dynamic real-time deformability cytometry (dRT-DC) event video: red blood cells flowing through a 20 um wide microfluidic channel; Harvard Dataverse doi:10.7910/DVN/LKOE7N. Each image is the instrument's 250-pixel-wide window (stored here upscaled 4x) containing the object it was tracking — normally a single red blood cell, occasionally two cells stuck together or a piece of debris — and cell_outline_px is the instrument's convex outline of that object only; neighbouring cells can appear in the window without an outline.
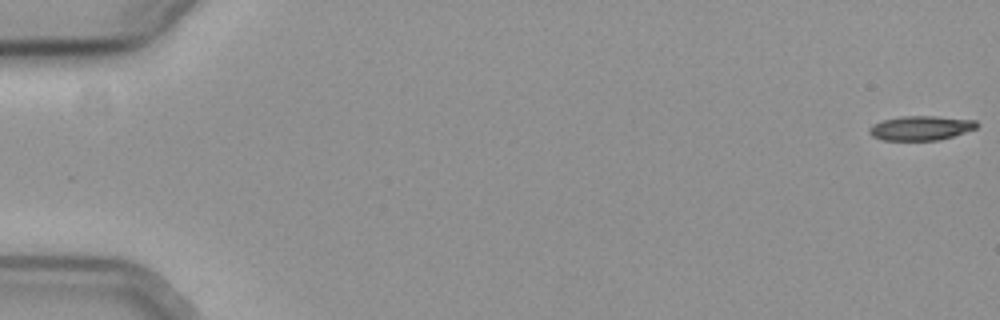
{"species": "common noctule bat (a hibernating species)", "species_latin": "Nyctalus noctula", "temperature_condition": "cold", "stored_images_in_passage": 58, "camera_frame_rate_fps": 3000, "um_per_image_px": 0.085, "animal": {"sex": "female", "body_mass_g": 19.3, "forearm_length_mm": 54.1}, "frame": {"image": 1, "passage_image": 1, "time_ms": 0.0, "image_size_px": [1000, 320], "cell_outline_px": [[980, 124], [976, 128], [940, 140], [880, 140], [872, 136], [868, 132], [868, 128], [884, 120], [900, 116], [932, 116], [976, 120]], "centroid_in_image_um": [78.27, 10.88], "position_along_channel_um": 6.7, "area_um2": 15.2}}
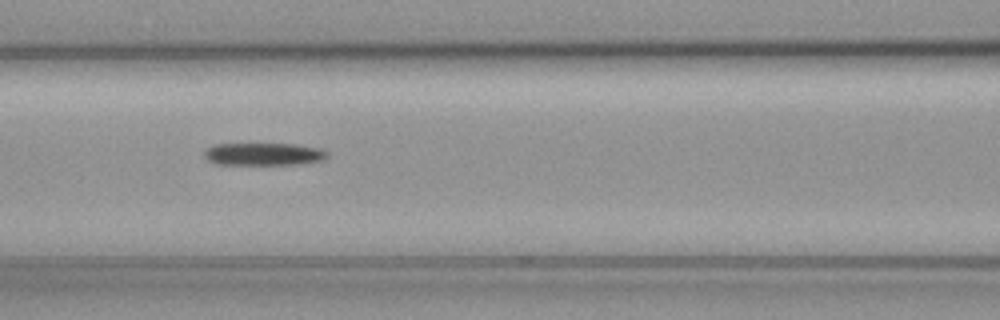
{"frame": {"image": 2, "passage_image": 26, "time_ms": 8.333, "image_size_px": [1000, 320], "cell_outline_px": [[328, 156], [320, 160], [296, 164], [216, 164], [208, 160], [204, 156], [204, 152], [208, 148], [216, 144], [296, 144], [320, 148], [328, 152]], "centroid_in_image_um": [22.4, 13.09], "position_along_channel_um": 144.2, "area_um2": 15.95}}
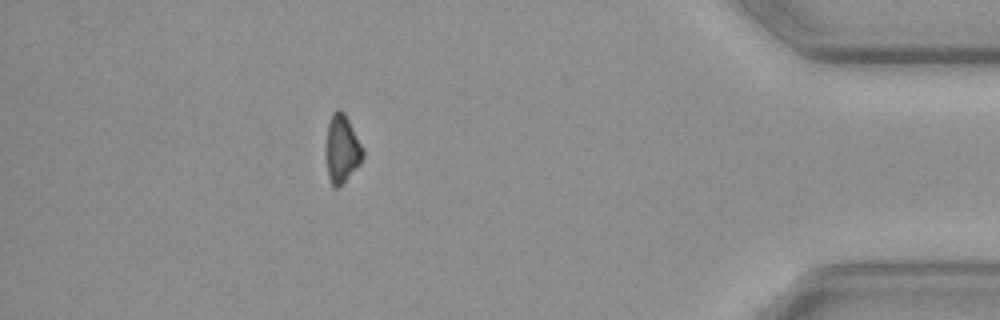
{"frame": {"image": 3, "passage_image": 51, "time_ms": 16.667, "image_size_px": [1000, 320], "cell_outline_px": [[364, 156], [360, 164], [340, 188], [332, 188], [328, 176], [328, 124], [332, 112], [336, 108], [340, 108], [344, 112], [364, 148]], "centroid_in_image_um": [29.11, 12.67], "position_along_channel_um": 406.1, "area_um2": 14.51}}